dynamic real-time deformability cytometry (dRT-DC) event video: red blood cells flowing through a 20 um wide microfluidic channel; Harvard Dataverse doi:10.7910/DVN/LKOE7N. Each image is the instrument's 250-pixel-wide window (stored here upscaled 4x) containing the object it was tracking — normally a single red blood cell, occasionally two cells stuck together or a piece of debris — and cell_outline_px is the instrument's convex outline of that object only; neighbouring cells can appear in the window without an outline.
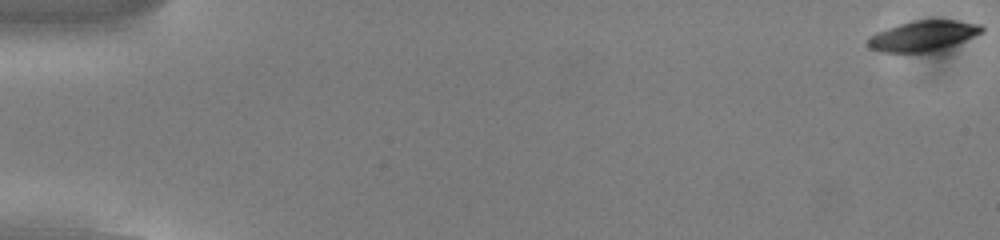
{"species": "common noctule bat (a hibernating species)", "species_latin": "Nyctalus noctula", "temperature_condition": "cold", "stored_images_in_passage": 55, "camera_frame_rate_fps": 3000, "um_per_image_px": 0.085, "animal": {"sex": "male", "body_mass_g": 13.0, "forearm_length_mm": 53.1}, "frame": {"image": 1, "passage_image": 1, "time_ms": 0.0, "image_size_px": [1000, 240], "cell_outline_px": [[984, 32], [956, 44], [944, 48], [928, 52], [880, 52], [868, 48], [868, 40], [876, 32], [900, 24], [916, 20], [956, 20], [980, 24], [984, 28]], "centroid_in_image_um": [78.49, 3.05], "position_along_channel_um": 6.5, "area_um2": 20.0}}
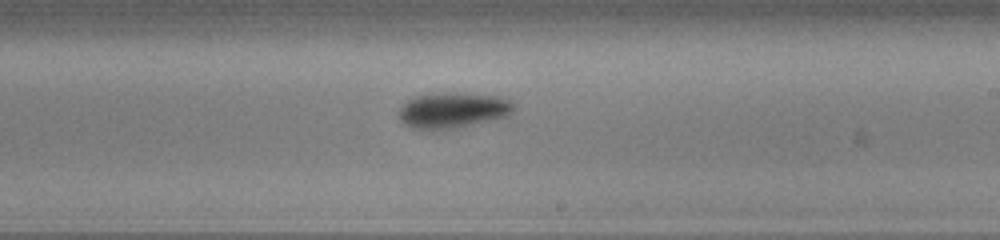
{"frame": {"image": 2, "passage_image": 33, "time_ms": 10.667, "image_size_px": [1000, 240], "cell_outline_px": [[516, 108], [508, 116], [456, 128], [412, 128], [404, 124], [400, 120], [400, 108], [408, 100], [416, 96], [432, 92], [444, 92], [508, 96], [516, 104]], "centroid_in_image_um": [38.58, 9.33], "position_along_channel_um": 250.4, "area_um2": 24.04}}
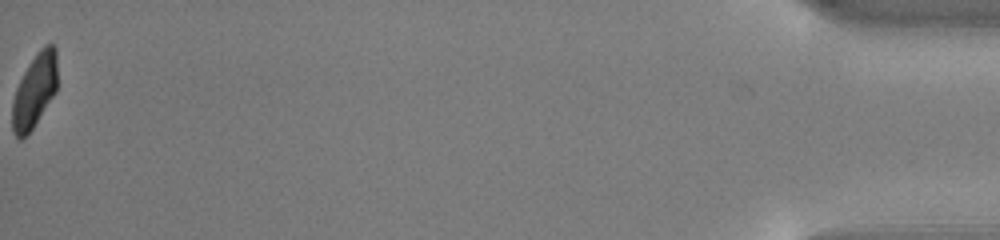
{"frame": {"image": 3, "passage_image": 55, "time_ms": 18.0, "image_size_px": [1000, 240], "cell_outline_px": [[56, 92], [28, 136], [20, 140], [12, 132], [12, 100], [16, 88], [28, 64], [36, 52], [44, 44], [52, 44], [56, 48]], "centroid_in_image_um": [2.92, 7.74], "position_along_channel_um": 432.3, "area_um2": 19.59}, "authors_computed_cell_mechanics": {"area_um2": 21.675, "velocity_mm_per_s": 3.8253, "shape_relaxation_time_tau1_ms": 2.0967, "shape_relaxation_time_tau2_ms": 10.0951, "deformation_change_tau1": 0.1101, "deformation_change_tau2": 0.1504}}